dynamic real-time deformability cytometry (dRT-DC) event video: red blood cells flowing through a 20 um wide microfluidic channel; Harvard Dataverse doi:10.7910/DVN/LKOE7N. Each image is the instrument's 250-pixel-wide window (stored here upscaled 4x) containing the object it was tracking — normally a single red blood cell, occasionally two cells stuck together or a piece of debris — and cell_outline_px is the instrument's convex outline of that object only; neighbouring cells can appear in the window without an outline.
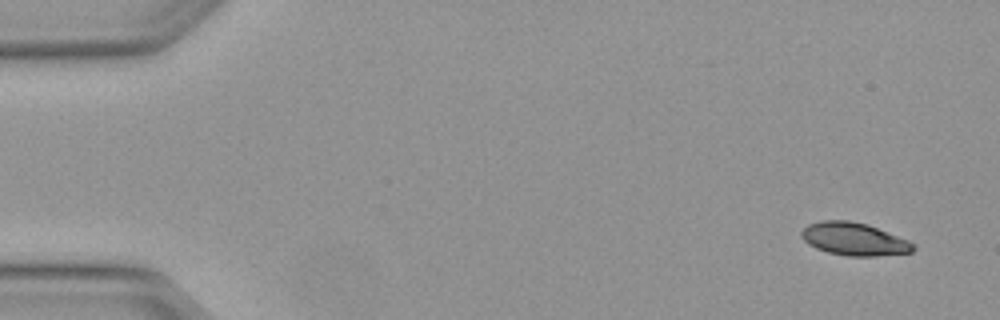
{"species": "Egyptian fruit bat (a non-hibernating species)", "species_latin": "Rousettus aegyptiacus", "temperature_condition": "warm", "stored_images_in_passage": 4, "camera_frame_rate_fps": 3000, "um_per_image_px": 0.085, "animal": {"sex": "female"}, "frame": {"image": 1, "passage_image": 1, "time_ms": 0.0, "image_size_px": [1000, 320], "cell_outline_px": [[916, 248], [912, 252], [876, 256], [848, 256], [828, 252], [816, 248], [808, 244], [800, 236], [800, 232], [808, 224], [820, 220], [848, 220], [868, 224], [908, 240], [916, 244]], "centroid_in_image_um": [72.59, 20.31], "position_along_channel_um": 12.4, "area_um2": 21.5}}
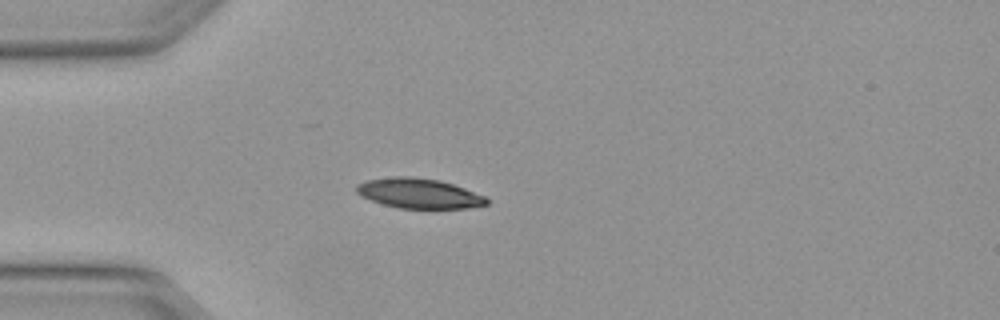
{"frame": {"image": 2, "passage_image": 4, "time_ms": 1.0, "image_size_px": [1000, 320], "cell_outline_px": [[488, 204], [468, 208], [400, 208], [384, 204], [360, 196], [356, 192], [356, 184], [364, 180], [392, 176], [412, 176], [440, 180], [464, 188], [484, 196], [488, 200]], "centroid_in_image_um": [35.57, 16.42], "position_along_channel_um": 49.4, "area_um2": 22.72}}